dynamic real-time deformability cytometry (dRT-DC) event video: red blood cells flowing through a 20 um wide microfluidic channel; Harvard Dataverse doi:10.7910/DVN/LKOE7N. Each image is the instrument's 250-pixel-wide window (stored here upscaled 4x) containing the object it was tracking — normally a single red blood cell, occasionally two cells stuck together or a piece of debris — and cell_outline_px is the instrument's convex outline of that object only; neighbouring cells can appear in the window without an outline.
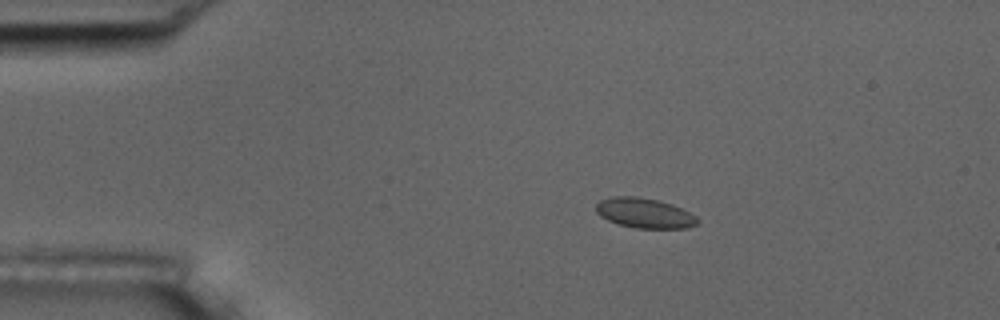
{"species": "common noctule bat (a hibernating species)", "species_latin": "Nyctalus noctula", "temperature_condition": "room temperature", "stored_images_in_passage": 5, "camera_frame_rate_fps": 3000, "um_per_image_px": 0.085, "animal": {"sex": "male", "body_mass_g": 17.5, "forearm_length_mm": 52.3}, "frame": {"image": 1, "passage_image": 4, "time_ms": 3.333, "image_size_px": [1000, 320], "cell_outline_px": [[700, 220], [696, 224], [688, 228], [636, 228], [620, 224], [608, 220], [600, 216], [596, 212], [596, 204], [600, 200], [612, 196], [636, 196], [660, 200], [672, 204], [696, 216]], "centroid_in_image_um": [54.78, 18.1], "position_along_channel_um": 30.2, "area_um2": 17.74}}